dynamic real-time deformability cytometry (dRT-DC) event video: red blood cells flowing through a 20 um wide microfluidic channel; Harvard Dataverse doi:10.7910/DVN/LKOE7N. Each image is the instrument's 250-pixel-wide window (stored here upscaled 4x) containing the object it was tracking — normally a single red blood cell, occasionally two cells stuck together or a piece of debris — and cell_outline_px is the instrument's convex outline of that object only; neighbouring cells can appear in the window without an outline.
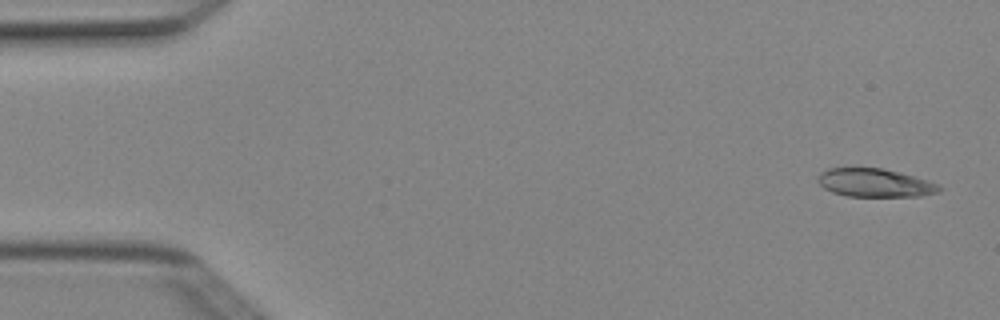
{"species": "Egyptian fruit bat (a non-hibernating species)", "species_latin": "Rousettus aegyptiacus", "temperature_condition": "cold", "stored_images_in_passage": 5, "camera_frame_rate_fps": 3000, "um_per_image_px": 0.085, "animal": {"sex": "female"}, "frame": {"image": 1, "passage_image": 1, "time_ms": 0.0, "image_size_px": [1000, 320], "cell_outline_px": [[944, 188], [940, 192], [920, 196], [848, 196], [832, 192], [824, 188], [816, 180], [820, 172], [828, 168], [880, 168], [900, 172], [928, 180], [940, 184]], "centroid_in_image_um": [74.4, 15.54], "position_along_channel_um": 10.6, "area_um2": 20.17}}